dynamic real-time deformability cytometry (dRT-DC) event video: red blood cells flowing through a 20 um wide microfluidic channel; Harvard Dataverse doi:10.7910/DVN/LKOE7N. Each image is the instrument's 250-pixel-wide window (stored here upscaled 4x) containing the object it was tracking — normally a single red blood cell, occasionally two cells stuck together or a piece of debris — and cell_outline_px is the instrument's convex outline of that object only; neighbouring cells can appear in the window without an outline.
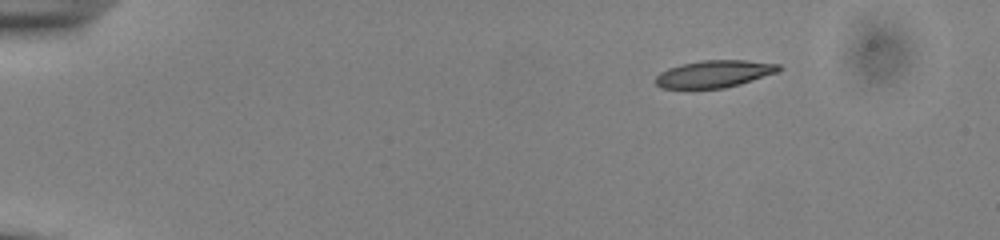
{"species": "common noctule bat (a hibernating species)", "species_latin": "Nyctalus noctula", "temperature_condition": "cold", "stored_images_in_passage": 47, "camera_frame_rate_fps": 3000, "um_per_image_px": 0.085, "animal": {"sex": "male", "body_mass_g": 13.0, "forearm_length_mm": 53.1}, "frame": {"image": 1, "passage_image": 1, "time_ms": 0.0, "image_size_px": [1000, 240], "cell_outline_px": [[784, 68], [776, 72], [740, 84], [724, 88], [660, 88], [652, 80], [660, 72], [668, 68], [680, 64], [700, 60], [744, 60], [780, 64]], "centroid_in_image_um": [60.67, 6.27], "position_along_channel_um": 24.3, "area_um2": 19.59}}
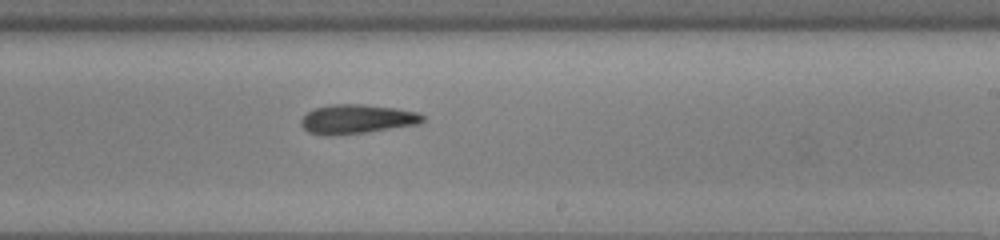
{"frame": {"image": 2, "passage_image": 27, "time_ms": 8.667, "image_size_px": [1000, 240], "cell_outline_px": [[424, 120], [420, 124], [368, 132], [328, 136], [324, 136], [308, 132], [300, 124], [300, 120], [312, 108], [332, 104], [364, 104], [396, 108], [416, 112], [424, 116]], "centroid_in_image_um": [30.31, 10.13], "position_along_channel_um": 258.7, "area_um2": 20.92}}
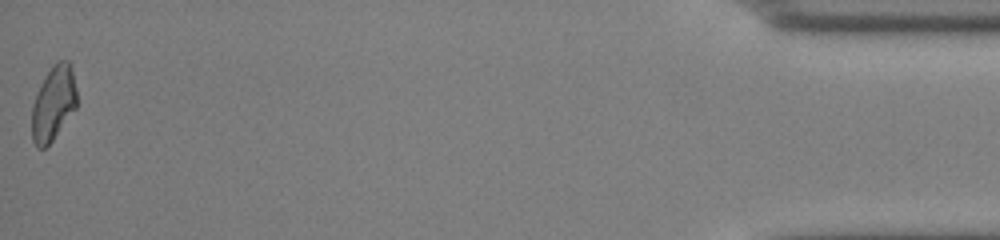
{"frame": {"image": 3, "passage_image": 47, "time_ms": 15.333, "image_size_px": [1000, 240], "cell_outline_px": [[76, 108], [52, 140], [44, 148], [36, 148], [32, 140], [32, 104], [40, 84], [44, 76], [52, 64], [60, 60], [68, 60], [72, 72], [76, 88]], "centroid_in_image_um": [4.52, 8.77], "position_along_channel_um": 430.7, "area_um2": 19.48}, "authors_computed_cell_mechanics": {"area_um2": 20.5768, "velocity_mm_per_s": 3.8618, "shape_relaxation_time_tau1_ms": 4.2956, "shape_relaxation_time_tau2_ms": 6.2846, "deformation_change_tau1": 0.1438, "deformation_change_tau2": 0.1522}}